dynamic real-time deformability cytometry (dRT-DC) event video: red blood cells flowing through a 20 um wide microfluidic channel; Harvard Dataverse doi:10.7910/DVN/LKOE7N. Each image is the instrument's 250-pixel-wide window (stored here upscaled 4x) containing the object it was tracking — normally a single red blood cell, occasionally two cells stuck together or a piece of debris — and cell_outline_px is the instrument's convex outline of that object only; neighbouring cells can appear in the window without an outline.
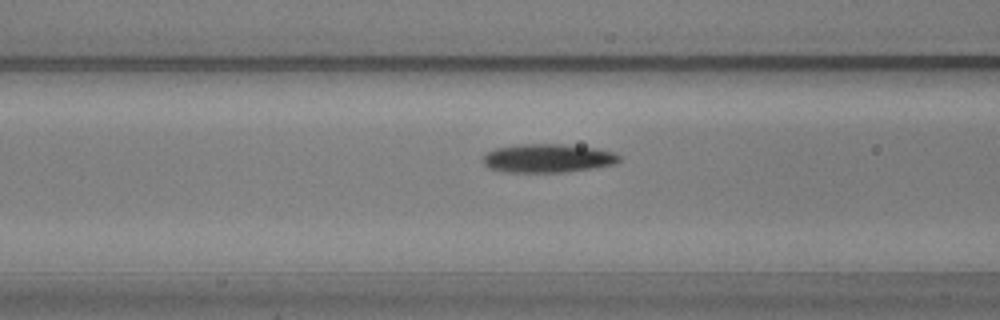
{"species": "common noctule bat (a hibernating species)", "species_latin": "Nyctalus noctula", "temperature_condition": "warm", "stored_images_in_passage": 50, "camera_frame_rate_fps": 3000, "um_per_image_px": 0.085, "animal": {"sex": "male", "body_mass_g": 20.5, "forearm_length_mm": 52.5}, "frame": {"image": 1, "passage_image": 16, "time_ms": 5.0, "image_size_px": [1000, 320], "cell_outline_px": [[620, 160], [616, 164], [568, 172], [504, 172], [488, 168], [484, 164], [484, 156], [488, 152], [496, 148], [520, 144], [560, 144], [596, 148], [612, 152], [620, 156]], "centroid_in_image_um": [46.57, 13.46], "position_along_channel_um": 120.0, "area_um2": 22.66}}
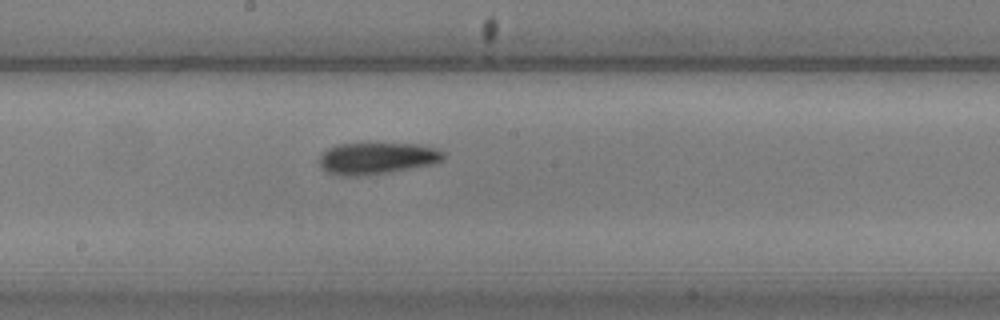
{"frame": {"image": 2, "passage_image": 24, "time_ms": 7.667, "image_size_px": [1000, 320], "cell_outline_px": [[444, 160], [432, 164], [388, 172], [356, 176], [340, 176], [328, 172], [320, 168], [320, 152], [336, 144], [420, 144], [436, 148], [444, 152]], "centroid_in_image_um": [32.01, 13.45], "position_along_channel_um": 216.2, "area_um2": 22.89}}
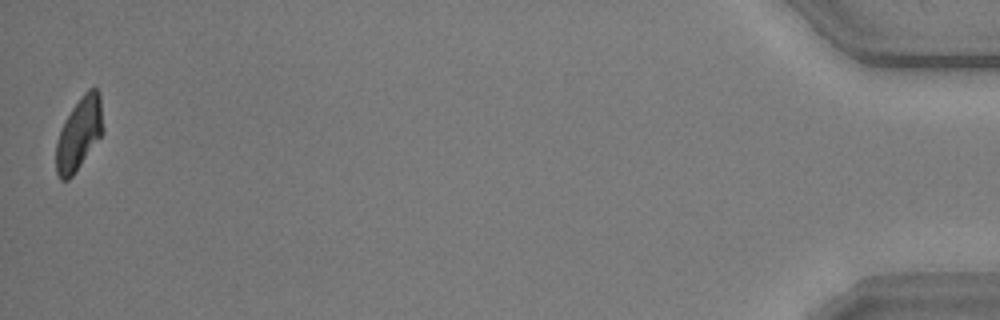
{"frame": {"image": 3, "passage_image": 50, "time_ms": 16.333, "image_size_px": [1000, 320], "cell_outline_px": [[104, 132], [72, 176], [68, 180], [60, 180], [56, 172], [56, 144], [64, 120], [72, 108], [84, 92], [88, 88], [96, 88], [100, 92]], "centroid_in_image_um": [6.73, 11.34], "position_along_channel_um": 428.5, "area_um2": 19.83}, "authors_computed_cell_mechanics": {"area_um2": 21.7328, "velocity_mm_per_s": 3.5978, "shape_relaxation_time_tau1_ms": 4.7785, "shape_relaxation_time_tau2_ms": 7.8689, "deformation_change_tau1": 0.1441, "deformation_change_tau2": 0.1528}}